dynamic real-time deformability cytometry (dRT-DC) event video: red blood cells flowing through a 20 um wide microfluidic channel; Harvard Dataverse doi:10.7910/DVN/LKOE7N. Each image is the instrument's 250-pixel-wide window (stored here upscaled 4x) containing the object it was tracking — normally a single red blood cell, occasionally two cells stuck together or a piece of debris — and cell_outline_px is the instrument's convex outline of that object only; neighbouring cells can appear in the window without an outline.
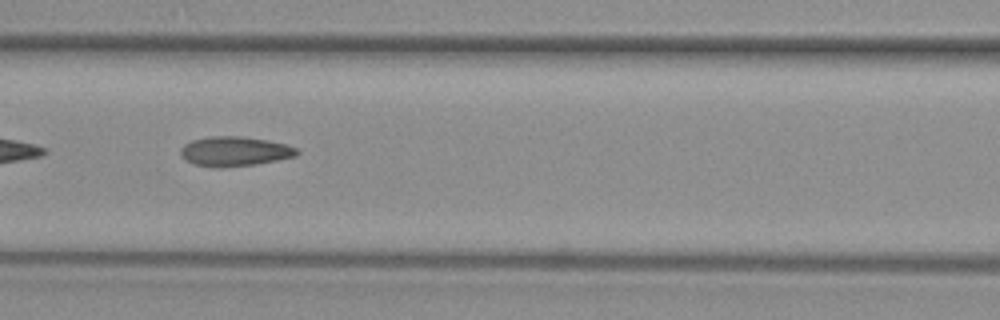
{"species": "common noctule bat (a hibernating species)", "species_latin": "Nyctalus noctula", "temperature_condition": "warm", "stored_images_in_passage": 50, "camera_frame_rate_fps": 3000, "um_per_image_px": 0.085, "animal": {"sex": "female", "body_mass_g": 29.2, "forearm_length_mm": 56.3}, "frame": {"image": 1, "passage_image": 22, "time_ms": 7.0, "image_size_px": [1000, 320], "cell_outline_px": [[300, 152], [296, 156], [256, 164], [220, 168], [212, 168], [192, 164], [180, 152], [180, 148], [184, 144], [192, 140], [208, 136], [240, 136], [268, 140], [284, 144], [296, 148]], "centroid_in_image_um": [19.93, 12.87], "position_along_channel_um": 146.7, "area_um2": 20.11}}
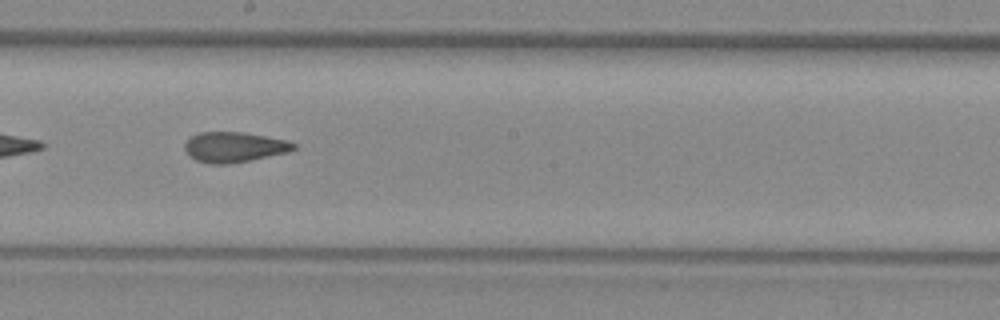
{"frame": {"image": 2, "passage_image": 28, "time_ms": 9.0, "image_size_px": [1000, 320], "cell_outline_px": [[296, 148], [288, 152], [228, 164], [212, 164], [196, 160], [188, 156], [184, 148], [184, 144], [192, 136], [200, 132], [244, 132], [288, 140], [296, 144]], "centroid_in_image_um": [19.9, 12.49], "position_along_channel_um": 228.3, "area_um2": 19.13}}
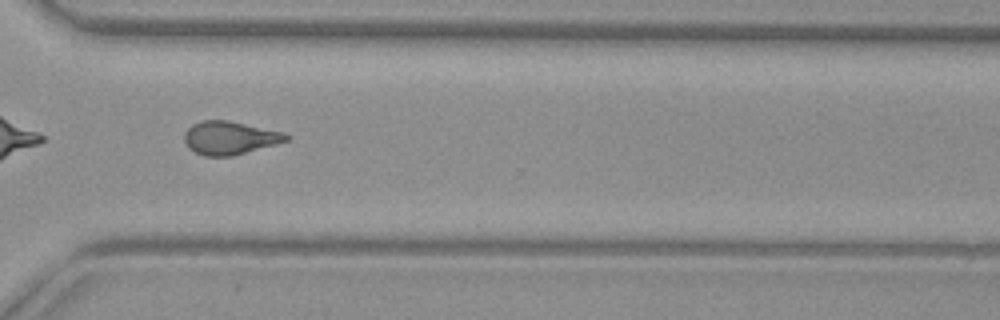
{"frame": {"image": 3, "passage_image": 37, "time_ms": 12.0, "image_size_px": [1000, 320], "cell_outline_px": [[292, 136], [288, 140], [276, 144], [232, 156], [204, 156], [188, 148], [184, 140], [184, 132], [192, 124], [204, 120], [228, 120], [284, 132]], "centroid_in_image_um": [19.53, 11.71], "position_along_channel_um": 351.1, "area_um2": 19.77}}